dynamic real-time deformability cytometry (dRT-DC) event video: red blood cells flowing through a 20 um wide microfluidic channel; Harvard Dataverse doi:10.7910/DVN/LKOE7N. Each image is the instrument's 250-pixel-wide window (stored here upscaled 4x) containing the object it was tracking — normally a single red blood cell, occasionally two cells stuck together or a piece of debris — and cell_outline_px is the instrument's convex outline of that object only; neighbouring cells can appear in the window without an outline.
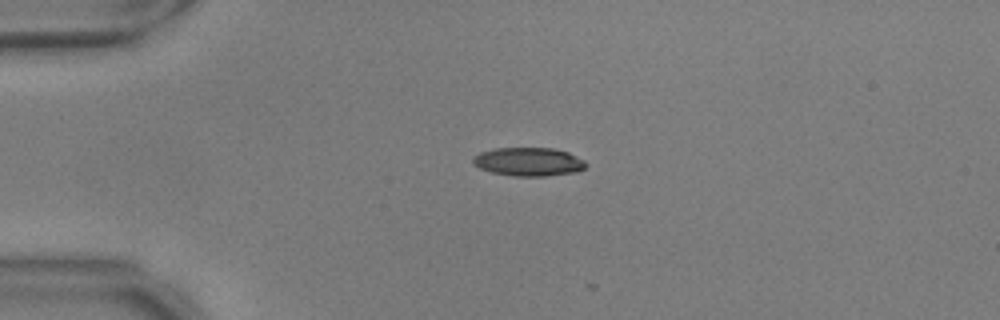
{"species": "common noctule bat (a hibernating species)", "species_latin": "Nyctalus noctula", "temperature_condition": "warm", "stored_images_in_passage": 3, "camera_frame_rate_fps": 3000, "um_per_image_px": 0.085, "animal": {"sex": "male", "body_mass_g": 17.9, "forearm_length_mm": 54.2}, "frame": {"image": 1, "passage_image": 1, "time_ms": 0.0, "image_size_px": [1000, 320], "cell_outline_px": [[588, 164], [584, 168], [576, 172], [548, 176], [516, 176], [492, 172], [480, 168], [472, 160], [472, 156], [480, 152], [496, 148], [552, 148], [568, 152], [584, 160]], "centroid_in_image_um": [44.95, 13.74], "position_along_channel_um": 40.0, "area_um2": 18.73}}